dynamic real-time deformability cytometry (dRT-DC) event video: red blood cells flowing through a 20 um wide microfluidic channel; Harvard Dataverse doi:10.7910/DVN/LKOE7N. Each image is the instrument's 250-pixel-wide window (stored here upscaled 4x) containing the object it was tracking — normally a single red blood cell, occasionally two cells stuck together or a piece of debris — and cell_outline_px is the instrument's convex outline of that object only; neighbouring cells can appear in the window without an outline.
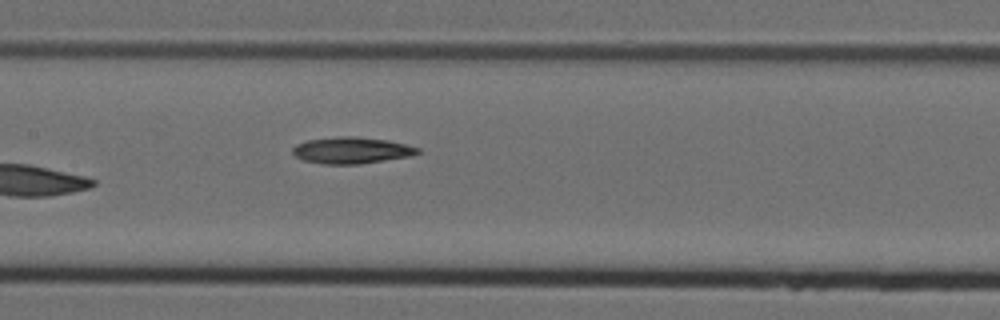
{"species": "Egyptian fruit bat (a non-hibernating species)", "species_latin": "Rousettus aegyptiacus", "temperature_condition": "cold", "stored_images_in_passage": 6, "camera_frame_rate_fps": 3000, "um_per_image_px": 0.085, "animal": {"sex": "female"}, "frame": {"image": 1, "passage_image": 6, "time_ms": 1.667, "image_size_px": [1000, 320], "cell_outline_px": [[420, 152], [412, 156], [360, 164], [320, 164], [304, 160], [296, 156], [292, 152], [292, 148], [296, 144], [308, 140], [340, 136], [352, 136], [388, 140], [420, 148]], "centroid_in_image_um": [29.89, 12.78], "position_along_channel_um": 177.5, "area_um2": 19.31}}